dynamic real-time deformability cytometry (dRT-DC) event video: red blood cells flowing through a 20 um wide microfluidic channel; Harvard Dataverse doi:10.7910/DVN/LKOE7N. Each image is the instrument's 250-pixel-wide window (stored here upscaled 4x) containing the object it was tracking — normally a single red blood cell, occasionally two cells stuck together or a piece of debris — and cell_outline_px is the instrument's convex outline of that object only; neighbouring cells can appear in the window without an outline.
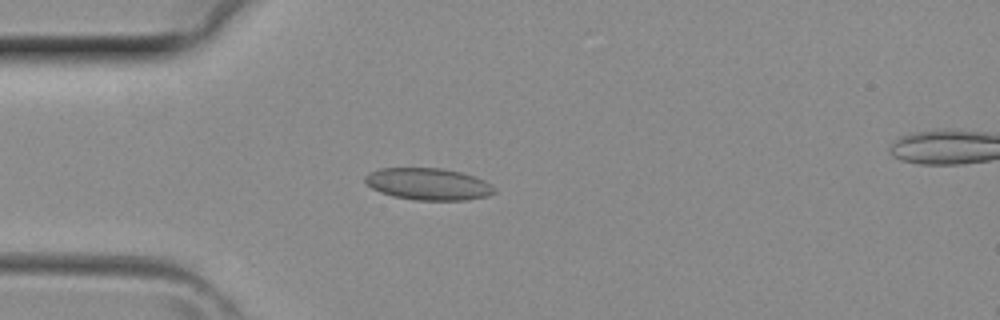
{"species": "common noctule bat (a hibernating species)", "species_latin": "Nyctalus noctula", "temperature_condition": "room temperature", "stored_images_in_passage": 3, "camera_frame_rate_fps": 3000, "um_per_image_px": 0.085, "animal": {"sex": "female", "body_mass_g": 29.2, "forearm_length_mm": 56.3}, "frame": {"image": 1, "passage_image": 2, "time_ms": 0.333, "image_size_px": [1000, 320], "cell_outline_px": [[496, 192], [488, 196], [468, 200], [416, 200], [392, 196], [380, 192], [372, 188], [364, 180], [364, 176], [368, 172], [380, 168], [440, 168], [460, 172], [484, 180], [492, 184], [496, 188]], "centroid_in_image_um": [36.41, 15.65], "position_along_channel_um": 48.6, "area_um2": 24.16}}